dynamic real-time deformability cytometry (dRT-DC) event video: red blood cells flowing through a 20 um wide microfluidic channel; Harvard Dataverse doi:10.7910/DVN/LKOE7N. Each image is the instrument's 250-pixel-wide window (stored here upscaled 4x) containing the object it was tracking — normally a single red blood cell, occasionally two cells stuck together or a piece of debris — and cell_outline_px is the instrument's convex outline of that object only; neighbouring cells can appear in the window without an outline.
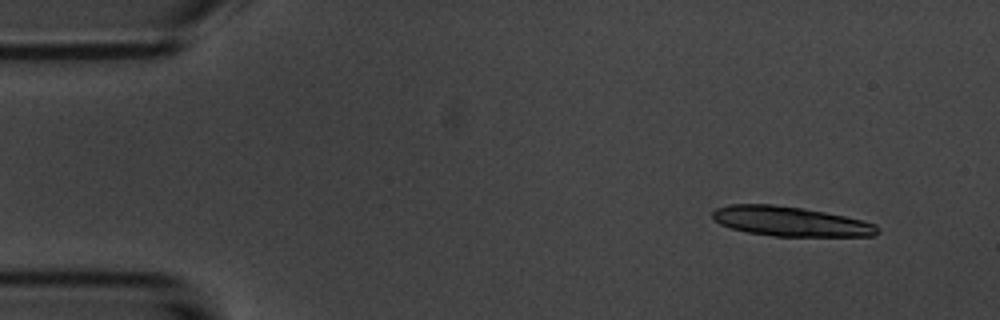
{"species": "common noctule bat (a hibernating species)", "species_latin": "Nyctalus noctula", "temperature_condition": "room temperature", "stored_images_in_passage": 5, "camera_frame_rate_fps": 3000, "um_per_image_px": 0.085, "animal": {"sex": "male", "body_mass_g": 20.1, "forearm_length_mm": 53.5}, "frame": {"image": 1, "passage_image": 2, "time_ms": 1.0, "image_size_px": [1000, 320], "cell_outline_px": [[880, 232], [876, 236], [772, 236], [748, 232], [732, 228], [720, 224], [712, 220], [712, 212], [716, 208], [728, 204], [772, 204], [804, 208], [844, 216], [876, 224], [880, 228]], "centroid_in_image_um": [67.18, 18.82], "position_along_channel_um": 17.8, "area_um2": 28.61}}